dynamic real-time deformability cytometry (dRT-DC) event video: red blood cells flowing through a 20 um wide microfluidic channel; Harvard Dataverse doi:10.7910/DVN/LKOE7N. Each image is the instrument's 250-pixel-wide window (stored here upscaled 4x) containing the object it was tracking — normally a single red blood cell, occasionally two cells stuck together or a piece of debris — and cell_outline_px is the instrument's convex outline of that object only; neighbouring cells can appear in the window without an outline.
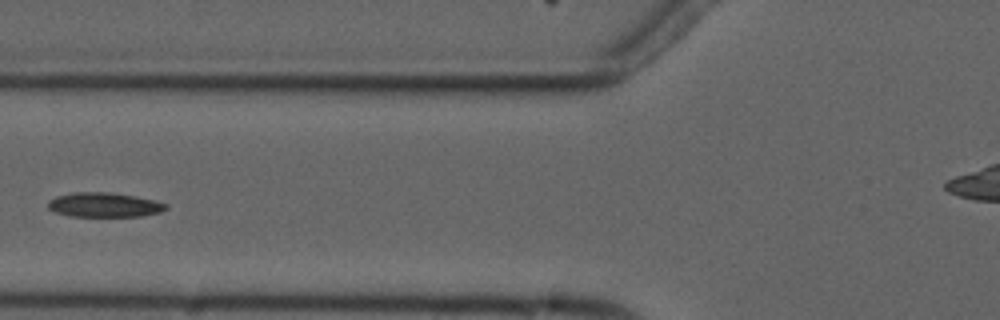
{"species": "common noctule bat (a hibernating species)", "species_latin": "Nyctalus noctula", "temperature_condition": "cold", "stored_images_in_passage": 7, "segment_of_instrument_passage": [2, 2], "camera_frame_rate_fps": 3000, "um_per_image_px": 0.085, "animal": {"sex": "male", "forearm_length_mm": 52.5}, "frame": {"image": 1, "passage_image": 6, "time_ms": 6.0, "image_size_px": [1000, 320], "cell_outline_px": [[168, 208], [160, 212], [140, 216], [72, 216], [56, 212], [48, 208], [48, 200], [56, 196], [72, 192], [112, 192], [136, 196], [168, 204]], "centroid_in_image_um": [8.85, 17.4], "position_along_channel_um": 116.9, "area_um2": 16.82}}
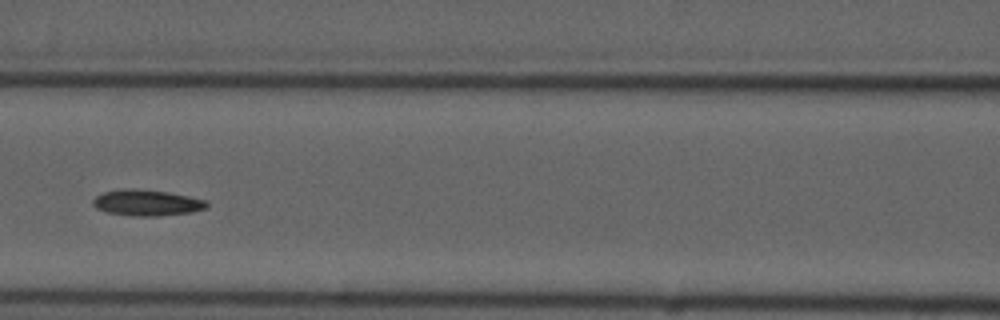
{"frame": {"image": 2, "passage_image": 7, "time_ms": 7.0, "image_size_px": [1000, 320], "cell_outline_px": [[208, 208], [192, 212], [160, 216], [136, 216], [108, 212], [96, 208], [92, 204], [92, 200], [96, 196], [104, 192], [124, 188], [128, 188], [168, 192], [208, 200]], "centroid_in_image_um": [12.51, 17.23], "position_along_channel_um": 154.1, "area_um2": 17.28}}